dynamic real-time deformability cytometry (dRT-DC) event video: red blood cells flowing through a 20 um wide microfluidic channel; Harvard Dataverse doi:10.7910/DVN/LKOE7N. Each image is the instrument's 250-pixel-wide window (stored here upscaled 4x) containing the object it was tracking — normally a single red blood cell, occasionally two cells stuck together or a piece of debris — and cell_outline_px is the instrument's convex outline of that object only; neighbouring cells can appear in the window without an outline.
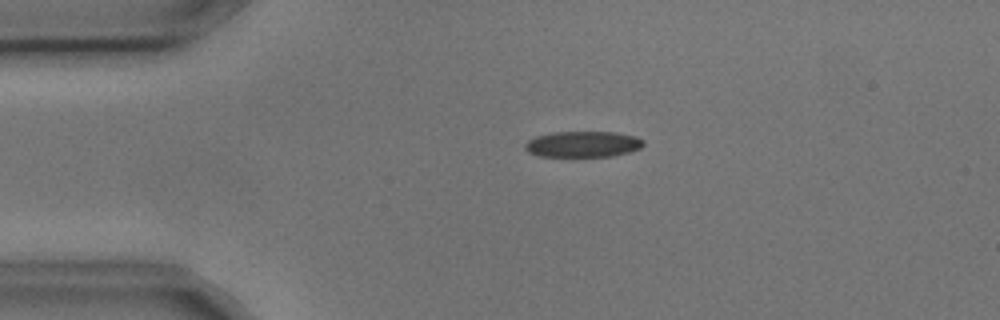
{"species": "common noctule bat (a hibernating species)", "species_latin": "Nyctalus noctula", "temperature_condition": "cold", "stored_images_in_passage": 3, "camera_frame_rate_fps": 3000, "um_per_image_px": 0.085, "animal": {"sex": "male", "body_mass_g": 17.9, "forearm_length_mm": 54.2}, "frame": {"image": 1, "passage_image": 2, "time_ms": 0.333, "image_size_px": [1000, 320], "cell_outline_px": [[644, 144], [640, 148], [628, 152], [612, 156], [540, 156], [528, 152], [524, 148], [524, 144], [528, 140], [536, 136], [552, 132], [616, 132], [636, 136], [644, 140]], "centroid_in_image_um": [49.54, 12.25], "position_along_channel_um": 35.5, "area_um2": 17.92}}